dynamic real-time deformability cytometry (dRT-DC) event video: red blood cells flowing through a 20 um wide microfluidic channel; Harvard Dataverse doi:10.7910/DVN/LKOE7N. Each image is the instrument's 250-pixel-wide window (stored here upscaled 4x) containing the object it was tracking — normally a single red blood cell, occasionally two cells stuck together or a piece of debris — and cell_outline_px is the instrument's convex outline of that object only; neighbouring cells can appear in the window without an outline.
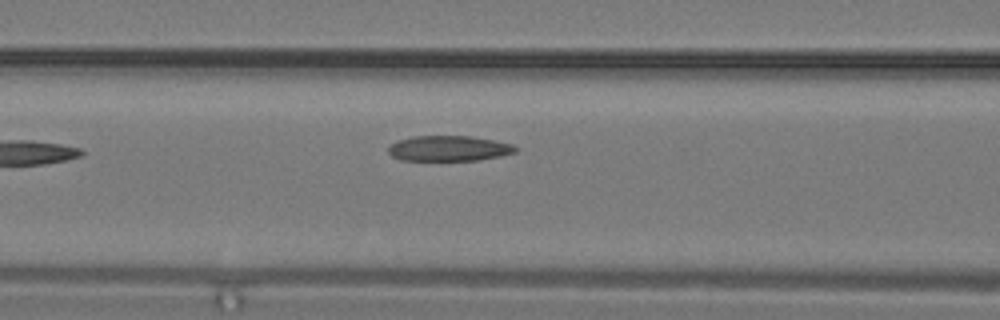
{"species": "common noctule bat (a hibernating species)", "species_latin": "Nyctalus noctula", "temperature_condition": "warm", "stored_images_in_passage": 13, "camera_frame_rate_fps": 3000, "um_per_image_px": 0.085, "animal": {"sex": "male", "body_mass_g": 19.2, "forearm_length_mm": 51.8}, "frame": {"image": 1, "passage_image": 13, "time_ms": 4.0, "image_size_px": [1000, 320], "cell_outline_px": [[520, 148], [516, 152], [500, 156], [480, 160], [400, 160], [392, 156], [388, 152], [388, 144], [396, 140], [412, 136], [472, 136], [512, 144]], "centroid_in_image_um": [38.13, 12.61], "position_along_channel_um": 128.5, "area_um2": 19.02}}